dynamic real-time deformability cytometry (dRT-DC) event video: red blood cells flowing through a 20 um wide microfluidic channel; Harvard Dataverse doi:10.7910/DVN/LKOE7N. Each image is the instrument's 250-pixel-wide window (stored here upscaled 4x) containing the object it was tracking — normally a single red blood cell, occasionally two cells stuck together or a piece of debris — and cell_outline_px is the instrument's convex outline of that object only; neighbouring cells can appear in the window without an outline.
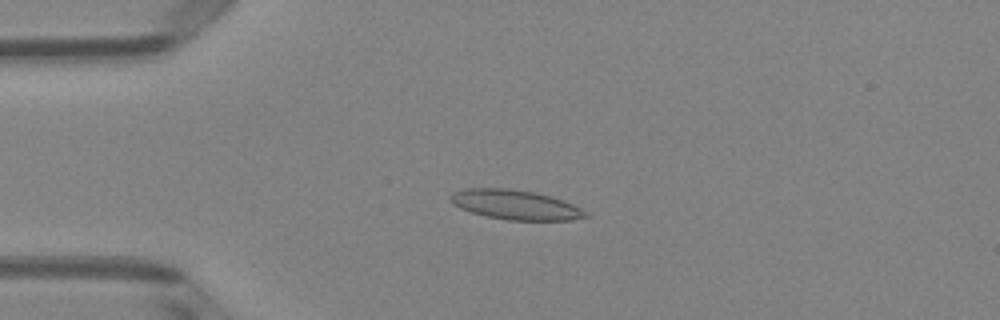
{"species": "Egyptian fruit bat (a non-hibernating species)", "species_latin": "Rousettus aegyptiacus", "temperature_condition": "room temperature", "stored_images_in_passage": 51, "camera_frame_rate_fps": 3000, "um_per_image_px": 0.085, "animal": {"sex": "female"}, "frame": {"image": 1, "passage_image": 12, "time_ms": 3.667, "image_size_px": [1000, 320], "cell_outline_px": [[592, 216], [572, 220], [508, 220], [488, 216], [472, 212], [460, 208], [452, 204], [448, 200], [448, 196], [452, 192], [464, 188], [512, 188], [536, 192], [564, 200], [588, 212]], "centroid_in_image_um": [43.8, 17.39], "position_along_channel_um": 41.2, "area_um2": 23.64}}
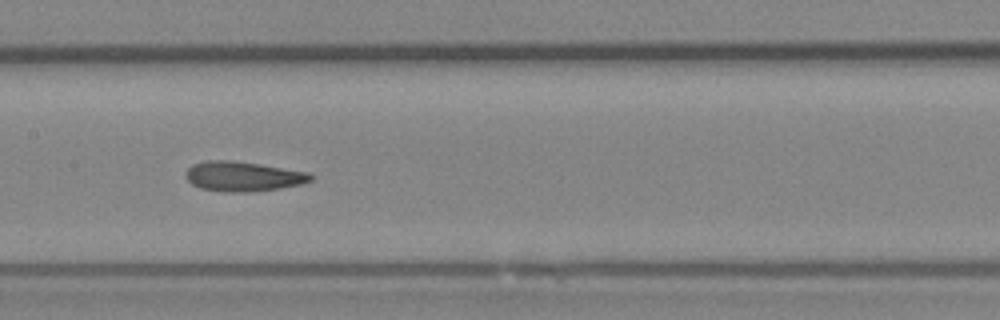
{"frame": {"image": 2, "passage_image": 25, "time_ms": 8.0, "image_size_px": [1000, 320], "cell_outline_px": [[312, 180], [300, 184], [280, 188], [244, 192], [228, 192], [200, 188], [192, 184], [184, 176], [188, 168], [192, 164], [208, 160], [232, 160], [260, 164], [308, 172], [312, 176]], "centroid_in_image_um": [20.62, 14.98], "position_along_channel_um": 186.8, "area_um2": 21.56}}
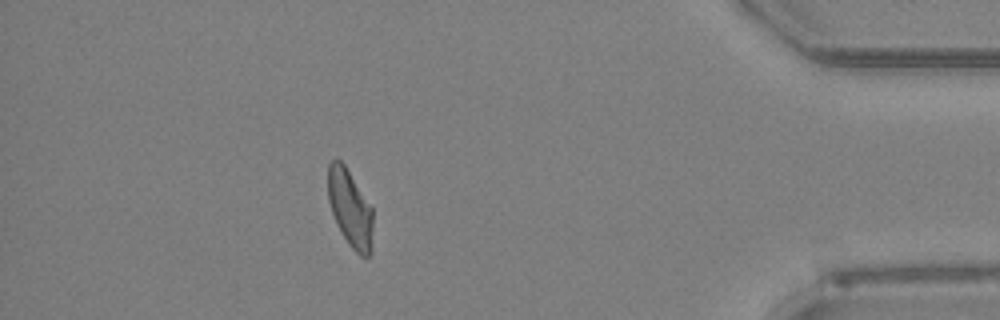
{"frame": {"image": 3, "passage_image": 45, "time_ms": 14.667, "image_size_px": [1000, 320], "cell_outline_px": [[372, 252], [368, 256], [360, 256], [348, 244], [336, 224], [328, 200], [328, 164], [332, 160], [340, 160], [344, 164], [372, 208]], "centroid_in_image_um": [29.75, 17.74], "position_along_channel_um": 405.4, "area_um2": 20.11}, "authors_computed_cell_mechanics": {"area_um2": 21.5594, "velocity_mm_per_s": 3.9658, "shape_relaxation_time_tau1_ms": 8.2783, "shape_relaxation_time_tau2_ms": 1.9343, "deformation_change_tau1": 0.169, "deformation_change_tau2": 0.0834}}